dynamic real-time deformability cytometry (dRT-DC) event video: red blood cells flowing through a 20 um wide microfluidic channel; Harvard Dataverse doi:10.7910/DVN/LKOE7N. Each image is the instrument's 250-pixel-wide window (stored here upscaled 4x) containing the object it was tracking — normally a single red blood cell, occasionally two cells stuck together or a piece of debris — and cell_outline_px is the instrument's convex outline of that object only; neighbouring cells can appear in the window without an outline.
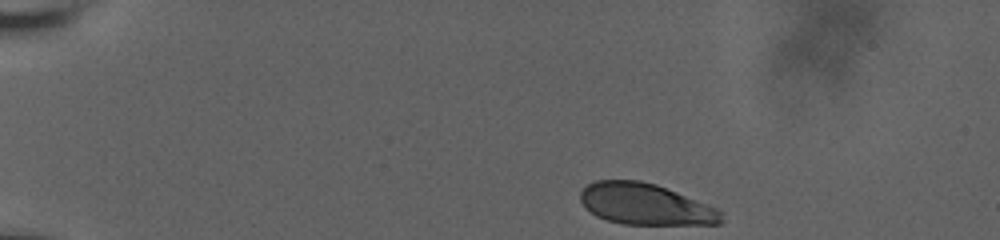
{"species": "human", "species_latin": "Homo sapiens", "temperature_condition": "room temperature", "stored_images_in_passage": 16, "camera_frame_rate_fps": 3000, "um_per_image_px": 0.085, "donor": {"sex": "male"}, "frame": {"image": 1, "passage_image": 1, "time_ms": 0.0, "image_size_px": [1000, 240], "cell_outline_px": [[724, 220], [720, 224], [624, 224], [608, 220], [596, 216], [580, 200], [580, 192], [588, 184], [596, 180], [640, 180], [656, 184], [708, 204], [716, 208], [720, 212]], "centroid_in_image_um": [54.87, 17.35], "position_along_channel_um": 30.1, "area_um2": 33.64}}
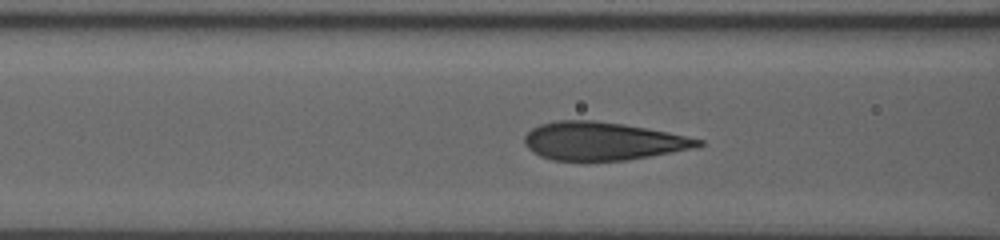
{"frame": {"image": 2, "passage_image": 10, "time_ms": 5.0, "image_size_px": [1000, 240], "cell_outline_px": [[704, 144], [692, 148], [672, 152], [624, 160], [552, 160], [540, 156], [532, 152], [524, 144], [524, 136], [532, 128], [540, 124], [556, 120], [596, 120], [624, 124], [668, 132], [704, 140]], "centroid_in_image_um": [51.18, 11.98], "position_along_channel_um": 115.4, "area_um2": 38.38}}
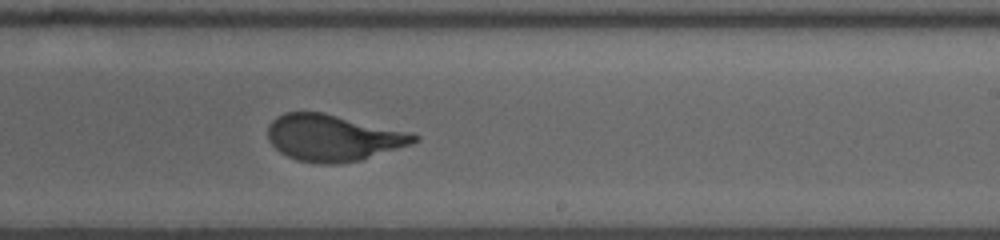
{"frame": {"image": 3, "passage_image": 16, "time_ms": 9.0, "image_size_px": [1000, 240], "cell_outline_px": [[420, 140], [412, 144], [360, 160], [336, 164], [320, 164], [296, 160], [280, 152], [268, 140], [268, 124], [276, 116], [284, 112], [324, 112], [412, 132], [420, 136]], "centroid_in_image_um": [28.33, 11.7], "position_along_channel_um": 260.7, "area_um2": 39.94}}